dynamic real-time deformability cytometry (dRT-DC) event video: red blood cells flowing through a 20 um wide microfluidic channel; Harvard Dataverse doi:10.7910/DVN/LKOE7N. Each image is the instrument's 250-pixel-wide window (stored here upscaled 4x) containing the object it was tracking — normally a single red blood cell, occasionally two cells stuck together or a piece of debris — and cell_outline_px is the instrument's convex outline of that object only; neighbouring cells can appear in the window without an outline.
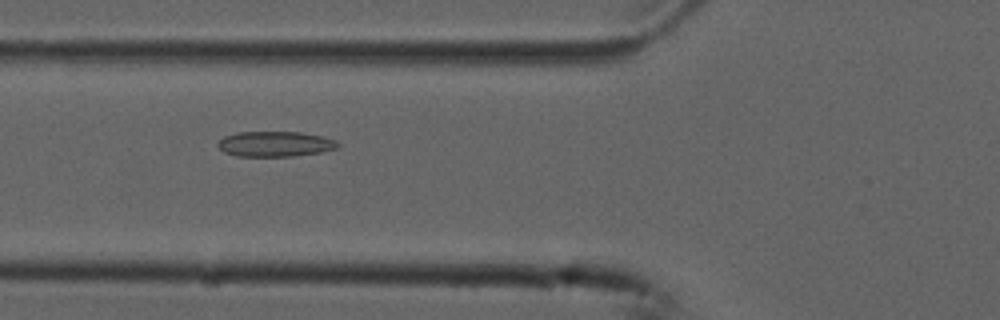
{"species": "common noctule bat (a hibernating species)", "species_latin": "Nyctalus noctula", "temperature_condition": "cold", "stored_images_in_passage": 52, "camera_frame_rate_fps": 3000, "um_per_image_px": 0.085, "animal": {"sex": "male", "forearm_length_mm": 52.5}, "frame": {"image": 1, "passage_image": 18, "time_ms": 5.667, "image_size_px": [1000, 320], "cell_outline_px": [[340, 148], [320, 152], [292, 156], [236, 156], [224, 152], [216, 144], [224, 136], [236, 132], [300, 132], [324, 136], [336, 140], [340, 144]], "centroid_in_image_um": [23.41, 12.23], "position_along_channel_um": 102.4, "area_um2": 17.8}}
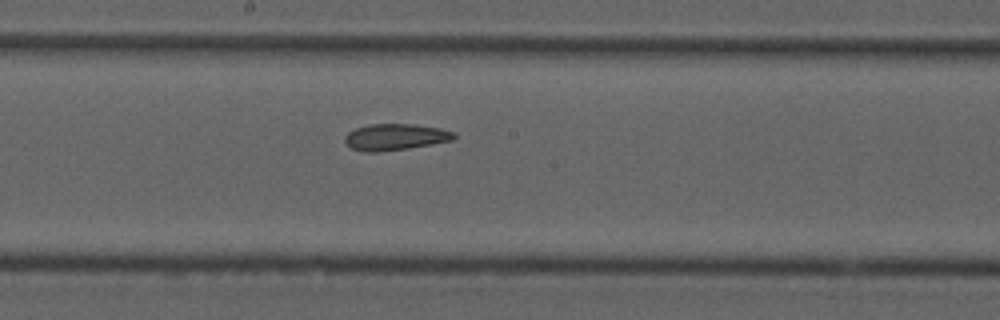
{"frame": {"image": 2, "passage_image": 27, "time_ms": 8.667, "image_size_px": [1000, 320], "cell_outline_px": [[456, 136], [452, 140], [432, 144], [408, 148], [380, 152], [368, 152], [352, 148], [344, 140], [344, 136], [348, 132], [356, 128], [368, 124], [412, 124], [440, 128], [456, 132]], "centroid_in_image_um": [33.6, 11.64], "position_along_channel_um": 214.6, "area_um2": 16.76}}
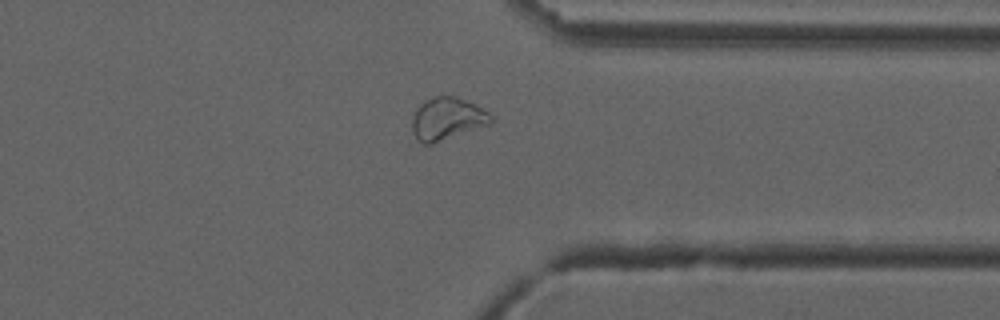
{"frame": {"image": 3, "passage_image": 40, "time_ms": 13.0, "image_size_px": [1000, 320], "cell_outline_px": [[492, 120], [488, 124], [432, 144], [424, 144], [416, 140], [412, 132], [412, 120], [416, 108], [424, 100], [436, 96], [456, 96], [488, 112], [492, 116]], "centroid_in_image_um": [37.94, 10.1], "position_along_channel_um": 373.5, "area_um2": 19.19}, "authors_computed_cell_mechanics": {"area_um2": 19.074, "velocity_mm_per_s": 3.7349, "shape_relaxation_time_tau1_ms": null, "shape_relaxation_time_tau2_ms": 2.9473, "deformation_change_tau1": null, "deformation_change_tau2": 0.085}}